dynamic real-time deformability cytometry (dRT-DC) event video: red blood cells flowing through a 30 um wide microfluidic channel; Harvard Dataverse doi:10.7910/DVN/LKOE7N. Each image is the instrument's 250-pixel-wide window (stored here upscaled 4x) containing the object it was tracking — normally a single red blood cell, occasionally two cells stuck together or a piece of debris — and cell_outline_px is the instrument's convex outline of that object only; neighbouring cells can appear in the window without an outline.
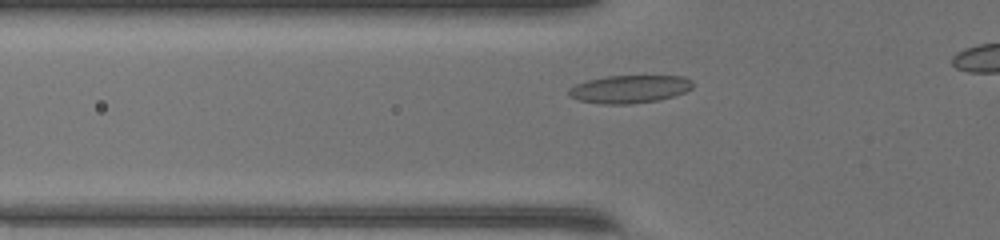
{"species": "common noctule bat (a hibernating species)", "species_latin": "Nyctalus noctula", "temperature_condition": "warm", "stored_images_in_passage": 33, "camera_frame_rate_fps": 3000, "um_per_image_px": 0.085, "animal": {"sex": "female", "body_mass_g": 17.0, "forearm_length_mm": 48.0}, "frame": {"image": 1, "passage_image": 8, "time_ms": 2.333, "image_size_px": [1000, 240], "cell_outline_px": [[692, 88], [684, 92], [660, 100], [628, 104], [604, 104], [580, 100], [568, 96], [568, 88], [576, 84], [588, 80], [608, 76], [684, 76], [692, 80]], "centroid_in_image_um": [53.5, 7.57], "position_along_channel_um": 72.3, "area_um2": 20.06}}
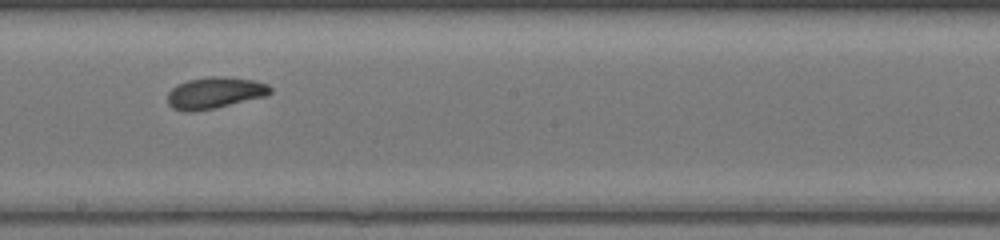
{"frame": {"image": 2, "passage_image": 19, "time_ms": 6.0, "image_size_px": [1000, 240], "cell_outline_px": [[272, 92], [264, 96], [212, 108], [188, 112], [184, 112], [172, 108], [168, 104], [168, 92], [176, 84], [188, 80], [208, 76], [220, 76], [252, 80], [268, 84], [272, 88]], "centroid_in_image_um": [18.21, 7.88], "position_along_channel_um": 230.0, "area_um2": 18.61}}
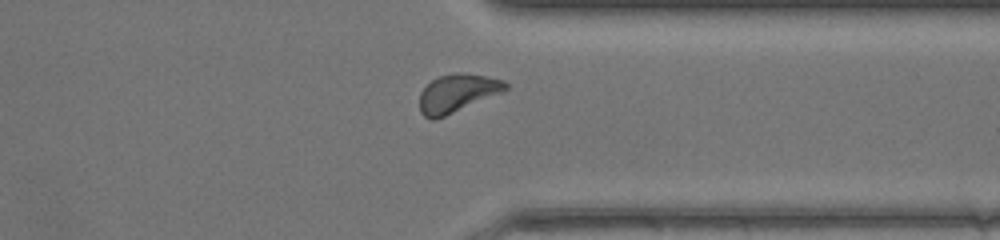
{"frame": {"image": 3, "passage_image": 29, "time_ms": 9.333, "image_size_px": [1000, 240], "cell_outline_px": [[508, 88], [504, 92], [436, 120], [432, 120], [424, 116], [420, 112], [420, 92], [432, 80], [440, 76], [456, 72], [464, 72], [504, 80], [508, 84]], "centroid_in_image_um": [38.88, 7.93], "position_along_channel_um": 372.5, "area_um2": 19.25}}